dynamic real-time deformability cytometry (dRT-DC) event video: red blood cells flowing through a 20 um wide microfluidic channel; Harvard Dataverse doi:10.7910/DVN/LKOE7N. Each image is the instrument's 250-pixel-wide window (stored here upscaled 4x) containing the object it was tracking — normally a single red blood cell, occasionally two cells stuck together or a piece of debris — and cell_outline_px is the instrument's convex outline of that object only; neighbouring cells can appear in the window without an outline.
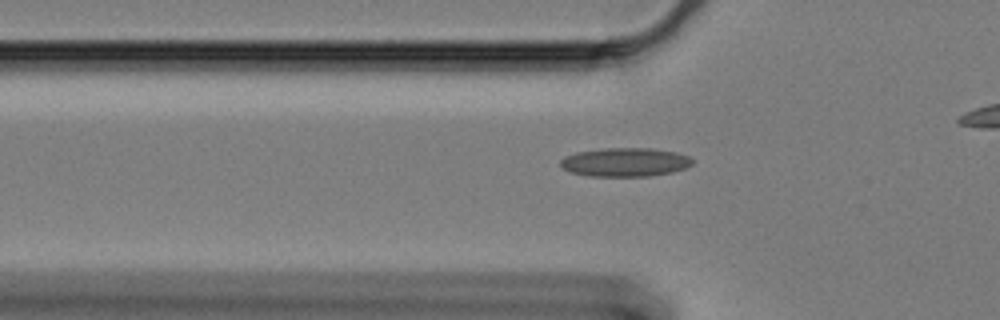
{"species": "Egyptian fruit bat (a non-hibernating species)", "species_latin": "Rousettus aegyptiacus", "temperature_condition": "cold", "stored_images_in_passage": 38, "camera_frame_rate_fps": 3000, "um_per_image_px": 0.085, "animal": {"sex": "female"}, "frame": {"image": 1, "passage_image": 6, "time_ms": 1.667, "image_size_px": [1000, 320], "cell_outline_px": [[696, 160], [692, 164], [684, 168], [672, 172], [648, 176], [588, 176], [568, 172], [560, 164], [560, 160], [576, 152], [604, 148], [652, 148], [676, 152], [688, 156]], "centroid_in_image_um": [53.15, 13.78], "position_along_channel_um": 72.7, "area_um2": 22.14}}
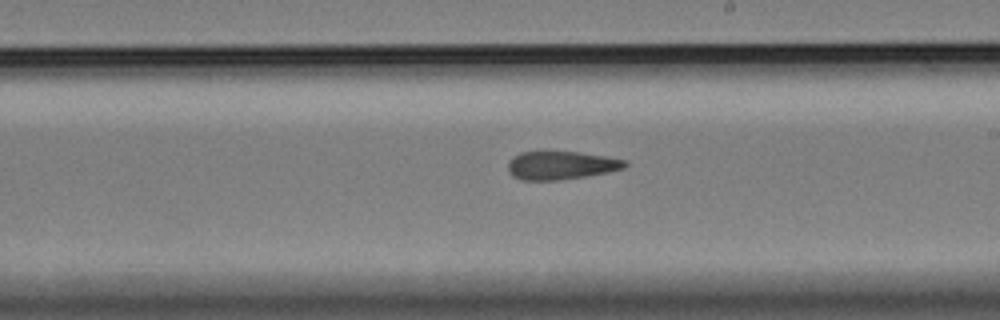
{"frame": {"image": 2, "passage_image": 21, "time_ms": 6.667, "image_size_px": [1000, 320], "cell_outline_px": [[628, 164], [624, 168], [608, 172], [560, 180], [520, 180], [512, 176], [508, 172], [508, 164], [520, 152], [580, 152], [628, 160]], "centroid_in_image_um": [47.71, 14.06], "position_along_channel_um": 241.3, "area_um2": 19.13}}
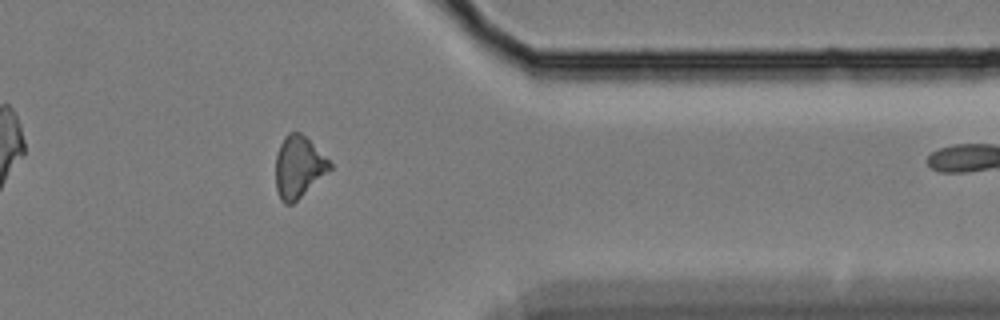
{"frame": {"image": 3, "passage_image": 35, "time_ms": 11.333, "image_size_px": [1000, 320], "cell_outline_px": [[332, 168], [292, 204], [284, 204], [280, 200], [276, 188], [276, 156], [280, 144], [284, 136], [288, 132], [300, 132], [332, 164]], "centroid_in_image_um": [25.34, 14.2], "position_along_channel_um": 386.1, "area_um2": 19.07}}